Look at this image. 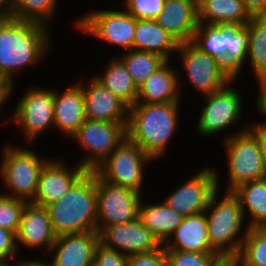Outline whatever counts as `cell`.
<instances>
[{
	"mask_svg": "<svg viewBox=\"0 0 266 266\" xmlns=\"http://www.w3.org/2000/svg\"><path fill=\"white\" fill-rule=\"evenodd\" d=\"M46 208L56 236L97 231L96 172L86 171L60 200Z\"/></svg>",
	"mask_w": 266,
	"mask_h": 266,
	"instance_id": "cell-3",
	"label": "cell"
},
{
	"mask_svg": "<svg viewBox=\"0 0 266 266\" xmlns=\"http://www.w3.org/2000/svg\"><path fill=\"white\" fill-rule=\"evenodd\" d=\"M69 167L70 165L67 166L63 159H50L41 169L37 193L31 203L46 207L50 203L60 200L87 171L78 163Z\"/></svg>",
	"mask_w": 266,
	"mask_h": 266,
	"instance_id": "cell-17",
	"label": "cell"
},
{
	"mask_svg": "<svg viewBox=\"0 0 266 266\" xmlns=\"http://www.w3.org/2000/svg\"><path fill=\"white\" fill-rule=\"evenodd\" d=\"M256 138L259 143L262 155V162L266 173V125L253 123L248 129Z\"/></svg>",
	"mask_w": 266,
	"mask_h": 266,
	"instance_id": "cell-41",
	"label": "cell"
},
{
	"mask_svg": "<svg viewBox=\"0 0 266 266\" xmlns=\"http://www.w3.org/2000/svg\"><path fill=\"white\" fill-rule=\"evenodd\" d=\"M127 266H168L166 251L162 246L151 253L129 255Z\"/></svg>",
	"mask_w": 266,
	"mask_h": 266,
	"instance_id": "cell-38",
	"label": "cell"
},
{
	"mask_svg": "<svg viewBox=\"0 0 266 266\" xmlns=\"http://www.w3.org/2000/svg\"><path fill=\"white\" fill-rule=\"evenodd\" d=\"M18 248H17V243H16V234L0 228V260L5 264V265H14L9 263L13 259L15 260L16 255H18ZM11 258V260H10Z\"/></svg>",
	"mask_w": 266,
	"mask_h": 266,
	"instance_id": "cell-39",
	"label": "cell"
},
{
	"mask_svg": "<svg viewBox=\"0 0 266 266\" xmlns=\"http://www.w3.org/2000/svg\"><path fill=\"white\" fill-rule=\"evenodd\" d=\"M233 193L238 197L244 217L250 216L248 228L266 227V178L244 183Z\"/></svg>",
	"mask_w": 266,
	"mask_h": 266,
	"instance_id": "cell-29",
	"label": "cell"
},
{
	"mask_svg": "<svg viewBox=\"0 0 266 266\" xmlns=\"http://www.w3.org/2000/svg\"><path fill=\"white\" fill-rule=\"evenodd\" d=\"M7 101V89L3 86H0V110L2 106L6 103Z\"/></svg>",
	"mask_w": 266,
	"mask_h": 266,
	"instance_id": "cell-46",
	"label": "cell"
},
{
	"mask_svg": "<svg viewBox=\"0 0 266 266\" xmlns=\"http://www.w3.org/2000/svg\"><path fill=\"white\" fill-rule=\"evenodd\" d=\"M0 163V177L10 198L32 202L36 196L41 169L49 159L39 158L34 150L5 144ZM9 192L11 194H9Z\"/></svg>",
	"mask_w": 266,
	"mask_h": 266,
	"instance_id": "cell-6",
	"label": "cell"
},
{
	"mask_svg": "<svg viewBox=\"0 0 266 266\" xmlns=\"http://www.w3.org/2000/svg\"><path fill=\"white\" fill-rule=\"evenodd\" d=\"M99 242L127 256L151 253L163 246L139 218L129 223L103 227L99 231Z\"/></svg>",
	"mask_w": 266,
	"mask_h": 266,
	"instance_id": "cell-16",
	"label": "cell"
},
{
	"mask_svg": "<svg viewBox=\"0 0 266 266\" xmlns=\"http://www.w3.org/2000/svg\"><path fill=\"white\" fill-rule=\"evenodd\" d=\"M125 10L136 19L155 20L163 10L165 0H125Z\"/></svg>",
	"mask_w": 266,
	"mask_h": 266,
	"instance_id": "cell-36",
	"label": "cell"
},
{
	"mask_svg": "<svg viewBox=\"0 0 266 266\" xmlns=\"http://www.w3.org/2000/svg\"><path fill=\"white\" fill-rule=\"evenodd\" d=\"M247 58L256 79L266 76V14L254 16L248 23Z\"/></svg>",
	"mask_w": 266,
	"mask_h": 266,
	"instance_id": "cell-30",
	"label": "cell"
},
{
	"mask_svg": "<svg viewBox=\"0 0 266 266\" xmlns=\"http://www.w3.org/2000/svg\"><path fill=\"white\" fill-rule=\"evenodd\" d=\"M85 85L77 82L84 94L85 116L91 120L128 122L129 106L95 78Z\"/></svg>",
	"mask_w": 266,
	"mask_h": 266,
	"instance_id": "cell-19",
	"label": "cell"
},
{
	"mask_svg": "<svg viewBox=\"0 0 266 266\" xmlns=\"http://www.w3.org/2000/svg\"><path fill=\"white\" fill-rule=\"evenodd\" d=\"M180 102L135 103L129 107L127 138L153 160L167 151L180 118Z\"/></svg>",
	"mask_w": 266,
	"mask_h": 266,
	"instance_id": "cell-2",
	"label": "cell"
},
{
	"mask_svg": "<svg viewBox=\"0 0 266 266\" xmlns=\"http://www.w3.org/2000/svg\"><path fill=\"white\" fill-rule=\"evenodd\" d=\"M49 29L13 17L0 22V86L7 89V100L17 73L47 57L52 47Z\"/></svg>",
	"mask_w": 266,
	"mask_h": 266,
	"instance_id": "cell-1",
	"label": "cell"
},
{
	"mask_svg": "<svg viewBox=\"0 0 266 266\" xmlns=\"http://www.w3.org/2000/svg\"><path fill=\"white\" fill-rule=\"evenodd\" d=\"M138 218L164 244L182 223L184 216L170 209L163 201L143 204L141 199Z\"/></svg>",
	"mask_w": 266,
	"mask_h": 266,
	"instance_id": "cell-27",
	"label": "cell"
},
{
	"mask_svg": "<svg viewBox=\"0 0 266 266\" xmlns=\"http://www.w3.org/2000/svg\"><path fill=\"white\" fill-rule=\"evenodd\" d=\"M219 193L217 189L211 195L205 210L210 246L218 255L238 256L248 232V227L242 232L246 217L233 192L225 191L221 200Z\"/></svg>",
	"mask_w": 266,
	"mask_h": 266,
	"instance_id": "cell-4",
	"label": "cell"
},
{
	"mask_svg": "<svg viewBox=\"0 0 266 266\" xmlns=\"http://www.w3.org/2000/svg\"><path fill=\"white\" fill-rule=\"evenodd\" d=\"M192 42L202 51L220 60L234 78L241 75L246 64L248 24L246 26H219L199 24ZM245 63V64H244Z\"/></svg>",
	"mask_w": 266,
	"mask_h": 266,
	"instance_id": "cell-5",
	"label": "cell"
},
{
	"mask_svg": "<svg viewBox=\"0 0 266 266\" xmlns=\"http://www.w3.org/2000/svg\"><path fill=\"white\" fill-rule=\"evenodd\" d=\"M219 180L216 170L207 166L180 184L163 202L184 217L203 213L211 195L220 187Z\"/></svg>",
	"mask_w": 266,
	"mask_h": 266,
	"instance_id": "cell-15",
	"label": "cell"
},
{
	"mask_svg": "<svg viewBox=\"0 0 266 266\" xmlns=\"http://www.w3.org/2000/svg\"><path fill=\"white\" fill-rule=\"evenodd\" d=\"M179 44L155 20L136 19L133 40L134 50L153 52L170 61L171 53L176 54Z\"/></svg>",
	"mask_w": 266,
	"mask_h": 266,
	"instance_id": "cell-26",
	"label": "cell"
},
{
	"mask_svg": "<svg viewBox=\"0 0 266 266\" xmlns=\"http://www.w3.org/2000/svg\"><path fill=\"white\" fill-rule=\"evenodd\" d=\"M120 59L127 67L137 88L167 61L159 54L134 49L122 53Z\"/></svg>",
	"mask_w": 266,
	"mask_h": 266,
	"instance_id": "cell-31",
	"label": "cell"
},
{
	"mask_svg": "<svg viewBox=\"0 0 266 266\" xmlns=\"http://www.w3.org/2000/svg\"><path fill=\"white\" fill-rule=\"evenodd\" d=\"M155 21L179 43L192 41L199 25L197 0H165Z\"/></svg>",
	"mask_w": 266,
	"mask_h": 266,
	"instance_id": "cell-21",
	"label": "cell"
},
{
	"mask_svg": "<svg viewBox=\"0 0 266 266\" xmlns=\"http://www.w3.org/2000/svg\"><path fill=\"white\" fill-rule=\"evenodd\" d=\"M11 118L21 127L29 144L47 128L54 127V89L29 87L21 96Z\"/></svg>",
	"mask_w": 266,
	"mask_h": 266,
	"instance_id": "cell-13",
	"label": "cell"
},
{
	"mask_svg": "<svg viewBox=\"0 0 266 266\" xmlns=\"http://www.w3.org/2000/svg\"><path fill=\"white\" fill-rule=\"evenodd\" d=\"M246 10L254 17L266 14V0H242Z\"/></svg>",
	"mask_w": 266,
	"mask_h": 266,
	"instance_id": "cell-42",
	"label": "cell"
},
{
	"mask_svg": "<svg viewBox=\"0 0 266 266\" xmlns=\"http://www.w3.org/2000/svg\"><path fill=\"white\" fill-rule=\"evenodd\" d=\"M42 258H40L39 260L35 259V260H31V259H26V260H20L18 262H15L16 265L14 266H52L51 262L47 261V259L41 260Z\"/></svg>",
	"mask_w": 266,
	"mask_h": 266,
	"instance_id": "cell-45",
	"label": "cell"
},
{
	"mask_svg": "<svg viewBox=\"0 0 266 266\" xmlns=\"http://www.w3.org/2000/svg\"><path fill=\"white\" fill-rule=\"evenodd\" d=\"M56 238L47 208L31 202L27 203L22 211L20 226L16 234L18 252L20 246L23 245L33 250L46 249V253L50 254Z\"/></svg>",
	"mask_w": 266,
	"mask_h": 266,
	"instance_id": "cell-18",
	"label": "cell"
},
{
	"mask_svg": "<svg viewBox=\"0 0 266 266\" xmlns=\"http://www.w3.org/2000/svg\"><path fill=\"white\" fill-rule=\"evenodd\" d=\"M238 257L240 266H266V227L248 228Z\"/></svg>",
	"mask_w": 266,
	"mask_h": 266,
	"instance_id": "cell-33",
	"label": "cell"
},
{
	"mask_svg": "<svg viewBox=\"0 0 266 266\" xmlns=\"http://www.w3.org/2000/svg\"><path fill=\"white\" fill-rule=\"evenodd\" d=\"M163 247L165 251L215 252L210 246L205 212L184 217Z\"/></svg>",
	"mask_w": 266,
	"mask_h": 266,
	"instance_id": "cell-24",
	"label": "cell"
},
{
	"mask_svg": "<svg viewBox=\"0 0 266 266\" xmlns=\"http://www.w3.org/2000/svg\"><path fill=\"white\" fill-rule=\"evenodd\" d=\"M97 231L109 225L129 223L139 216L142 194L103 180L96 173Z\"/></svg>",
	"mask_w": 266,
	"mask_h": 266,
	"instance_id": "cell-12",
	"label": "cell"
},
{
	"mask_svg": "<svg viewBox=\"0 0 266 266\" xmlns=\"http://www.w3.org/2000/svg\"><path fill=\"white\" fill-rule=\"evenodd\" d=\"M0 266H5V264L0 260Z\"/></svg>",
	"mask_w": 266,
	"mask_h": 266,
	"instance_id": "cell-47",
	"label": "cell"
},
{
	"mask_svg": "<svg viewBox=\"0 0 266 266\" xmlns=\"http://www.w3.org/2000/svg\"><path fill=\"white\" fill-rule=\"evenodd\" d=\"M198 23L219 26H246L252 16L242 0H197Z\"/></svg>",
	"mask_w": 266,
	"mask_h": 266,
	"instance_id": "cell-25",
	"label": "cell"
},
{
	"mask_svg": "<svg viewBox=\"0 0 266 266\" xmlns=\"http://www.w3.org/2000/svg\"><path fill=\"white\" fill-rule=\"evenodd\" d=\"M234 78L220 90L204 98V106L198 118L197 131L202 136H213L226 131L229 126H235L241 120L242 99L240 91L231 87Z\"/></svg>",
	"mask_w": 266,
	"mask_h": 266,
	"instance_id": "cell-14",
	"label": "cell"
},
{
	"mask_svg": "<svg viewBox=\"0 0 266 266\" xmlns=\"http://www.w3.org/2000/svg\"><path fill=\"white\" fill-rule=\"evenodd\" d=\"M85 120L82 87L73 83L60 94L54 89V128L57 127L65 136L71 138Z\"/></svg>",
	"mask_w": 266,
	"mask_h": 266,
	"instance_id": "cell-22",
	"label": "cell"
},
{
	"mask_svg": "<svg viewBox=\"0 0 266 266\" xmlns=\"http://www.w3.org/2000/svg\"><path fill=\"white\" fill-rule=\"evenodd\" d=\"M128 256L114 249L97 244L94 254V266H127Z\"/></svg>",
	"mask_w": 266,
	"mask_h": 266,
	"instance_id": "cell-37",
	"label": "cell"
},
{
	"mask_svg": "<svg viewBox=\"0 0 266 266\" xmlns=\"http://www.w3.org/2000/svg\"><path fill=\"white\" fill-rule=\"evenodd\" d=\"M210 266H240V260L235 255H218Z\"/></svg>",
	"mask_w": 266,
	"mask_h": 266,
	"instance_id": "cell-43",
	"label": "cell"
},
{
	"mask_svg": "<svg viewBox=\"0 0 266 266\" xmlns=\"http://www.w3.org/2000/svg\"><path fill=\"white\" fill-rule=\"evenodd\" d=\"M177 54L190 84L203 97L220 90L234 79L220 60L202 51L192 41L180 43Z\"/></svg>",
	"mask_w": 266,
	"mask_h": 266,
	"instance_id": "cell-9",
	"label": "cell"
},
{
	"mask_svg": "<svg viewBox=\"0 0 266 266\" xmlns=\"http://www.w3.org/2000/svg\"><path fill=\"white\" fill-rule=\"evenodd\" d=\"M154 161L127 137L94 170L103 180L142 194L145 165Z\"/></svg>",
	"mask_w": 266,
	"mask_h": 266,
	"instance_id": "cell-8",
	"label": "cell"
},
{
	"mask_svg": "<svg viewBox=\"0 0 266 266\" xmlns=\"http://www.w3.org/2000/svg\"><path fill=\"white\" fill-rule=\"evenodd\" d=\"M12 17V0H0V22Z\"/></svg>",
	"mask_w": 266,
	"mask_h": 266,
	"instance_id": "cell-44",
	"label": "cell"
},
{
	"mask_svg": "<svg viewBox=\"0 0 266 266\" xmlns=\"http://www.w3.org/2000/svg\"><path fill=\"white\" fill-rule=\"evenodd\" d=\"M258 84L259 85V90L257 91V96H255L256 101L254 105L258 109L263 116H266V76L257 78ZM266 118V117H265ZM256 124L260 125H266V120L264 119L263 122H256Z\"/></svg>",
	"mask_w": 266,
	"mask_h": 266,
	"instance_id": "cell-40",
	"label": "cell"
},
{
	"mask_svg": "<svg viewBox=\"0 0 266 266\" xmlns=\"http://www.w3.org/2000/svg\"><path fill=\"white\" fill-rule=\"evenodd\" d=\"M82 34L115 45L124 51L133 49L136 18L126 10H91L75 23Z\"/></svg>",
	"mask_w": 266,
	"mask_h": 266,
	"instance_id": "cell-11",
	"label": "cell"
},
{
	"mask_svg": "<svg viewBox=\"0 0 266 266\" xmlns=\"http://www.w3.org/2000/svg\"><path fill=\"white\" fill-rule=\"evenodd\" d=\"M98 243V231L57 236L50 250V262L52 266H94Z\"/></svg>",
	"mask_w": 266,
	"mask_h": 266,
	"instance_id": "cell-20",
	"label": "cell"
},
{
	"mask_svg": "<svg viewBox=\"0 0 266 266\" xmlns=\"http://www.w3.org/2000/svg\"><path fill=\"white\" fill-rule=\"evenodd\" d=\"M170 62L167 60L138 87L136 103L181 102L180 71L179 68H170Z\"/></svg>",
	"mask_w": 266,
	"mask_h": 266,
	"instance_id": "cell-23",
	"label": "cell"
},
{
	"mask_svg": "<svg viewBox=\"0 0 266 266\" xmlns=\"http://www.w3.org/2000/svg\"><path fill=\"white\" fill-rule=\"evenodd\" d=\"M57 4V0H12V17L50 28Z\"/></svg>",
	"mask_w": 266,
	"mask_h": 266,
	"instance_id": "cell-32",
	"label": "cell"
},
{
	"mask_svg": "<svg viewBox=\"0 0 266 266\" xmlns=\"http://www.w3.org/2000/svg\"><path fill=\"white\" fill-rule=\"evenodd\" d=\"M127 122L98 121L86 118L71 137L87 155L78 162L87 171H94L127 137ZM89 151V152H88Z\"/></svg>",
	"mask_w": 266,
	"mask_h": 266,
	"instance_id": "cell-10",
	"label": "cell"
},
{
	"mask_svg": "<svg viewBox=\"0 0 266 266\" xmlns=\"http://www.w3.org/2000/svg\"><path fill=\"white\" fill-rule=\"evenodd\" d=\"M169 266H210L216 252L166 251Z\"/></svg>",
	"mask_w": 266,
	"mask_h": 266,
	"instance_id": "cell-35",
	"label": "cell"
},
{
	"mask_svg": "<svg viewBox=\"0 0 266 266\" xmlns=\"http://www.w3.org/2000/svg\"><path fill=\"white\" fill-rule=\"evenodd\" d=\"M238 132L225 136L228 179L225 191L233 192L244 183L266 178L262 155L257 138L242 126Z\"/></svg>",
	"mask_w": 266,
	"mask_h": 266,
	"instance_id": "cell-7",
	"label": "cell"
},
{
	"mask_svg": "<svg viewBox=\"0 0 266 266\" xmlns=\"http://www.w3.org/2000/svg\"><path fill=\"white\" fill-rule=\"evenodd\" d=\"M114 56L104 68V72L94 78L130 107L136 103L138 88L123 61L118 55Z\"/></svg>",
	"mask_w": 266,
	"mask_h": 266,
	"instance_id": "cell-28",
	"label": "cell"
},
{
	"mask_svg": "<svg viewBox=\"0 0 266 266\" xmlns=\"http://www.w3.org/2000/svg\"><path fill=\"white\" fill-rule=\"evenodd\" d=\"M28 202L0 194V228L17 234L22 211Z\"/></svg>",
	"mask_w": 266,
	"mask_h": 266,
	"instance_id": "cell-34",
	"label": "cell"
}]
</instances>
